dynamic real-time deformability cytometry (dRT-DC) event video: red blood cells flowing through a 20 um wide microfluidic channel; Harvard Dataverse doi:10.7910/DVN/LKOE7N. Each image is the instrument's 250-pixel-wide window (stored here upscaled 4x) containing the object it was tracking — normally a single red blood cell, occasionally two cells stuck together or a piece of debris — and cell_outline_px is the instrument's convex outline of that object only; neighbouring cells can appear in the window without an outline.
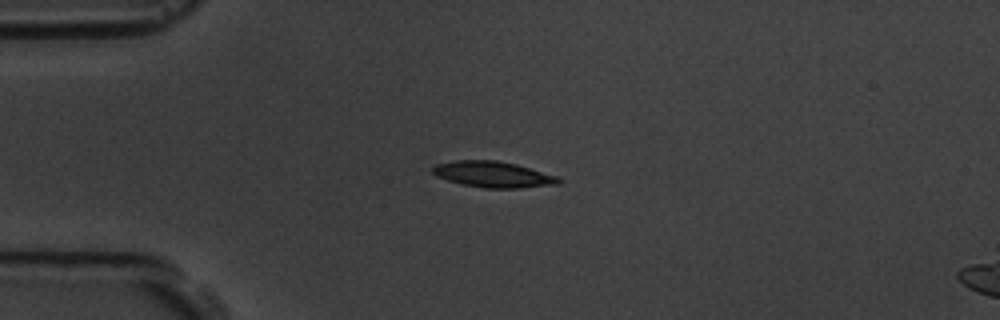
{"species": "common noctule bat (a hibernating species)", "species_latin": "Nyctalus noctula", "temperature_condition": "room temperature", "stored_images_in_passage": 9, "camera_frame_rate_fps": 3000, "um_per_image_px": 0.085, "animal": {"sex": "male", "body_mass_g": 19.5, "forearm_length_mm": 54.6}, "frame": {"image": 1, "passage_image": 4, "time_ms": 3.333, "image_size_px": [1000, 320], "cell_outline_px": [[564, 180], [560, 184], [520, 188], [484, 188], [460, 184], [436, 176], [432, 172], [432, 168], [436, 164], [456, 160], [496, 160], [516, 164], [560, 176]], "centroid_in_image_um": [41.97, 14.83], "position_along_channel_um": 43.0, "area_um2": 19.36}}
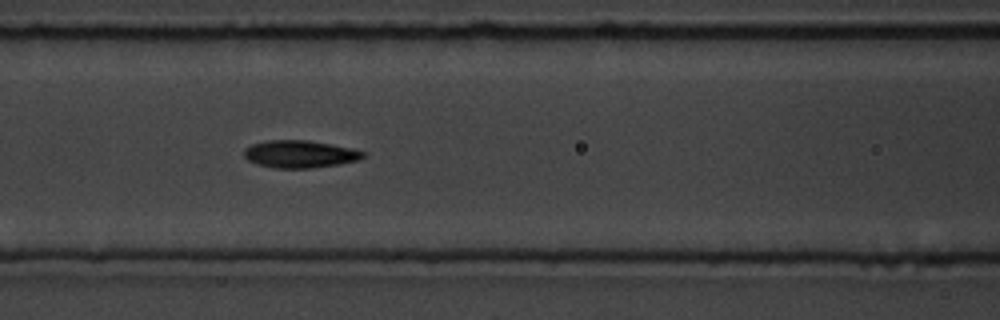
{"frame": {"image": 2, "passage_image": 7, "time_ms": 6.667, "image_size_px": [1000, 320], "cell_outline_px": [[364, 156], [356, 160], [340, 164], [312, 168], [272, 168], [256, 164], [248, 160], [244, 156], [244, 148], [252, 144], [268, 140], [308, 140], [352, 148], [364, 152]], "centroid_in_image_um": [25.44, 13.1], "position_along_channel_um": 141.2, "area_um2": 19.02}}
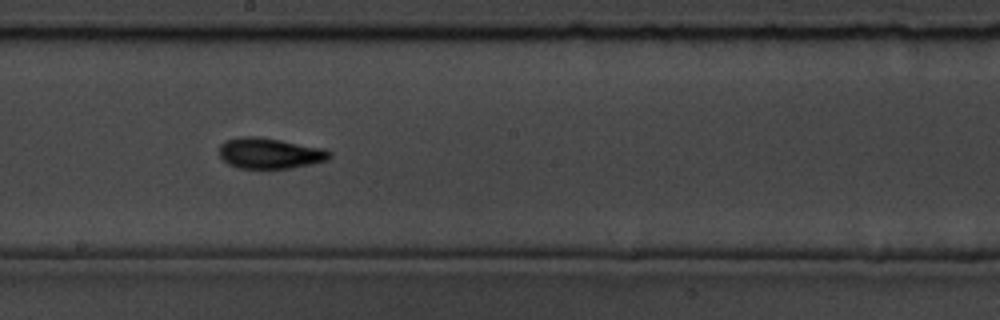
{"frame": {"image": 3, "passage_image": 9, "time_ms": 9.0, "image_size_px": [1000, 320], "cell_outline_px": [[332, 156], [328, 160], [312, 164], [288, 168], [240, 168], [228, 164], [220, 156], [220, 144], [224, 140], [240, 136], [256, 136], [280, 140], [324, 148], [332, 152]], "centroid_in_image_um": [22.94, 13.02], "position_along_channel_um": 225.3, "area_um2": 19.83}}